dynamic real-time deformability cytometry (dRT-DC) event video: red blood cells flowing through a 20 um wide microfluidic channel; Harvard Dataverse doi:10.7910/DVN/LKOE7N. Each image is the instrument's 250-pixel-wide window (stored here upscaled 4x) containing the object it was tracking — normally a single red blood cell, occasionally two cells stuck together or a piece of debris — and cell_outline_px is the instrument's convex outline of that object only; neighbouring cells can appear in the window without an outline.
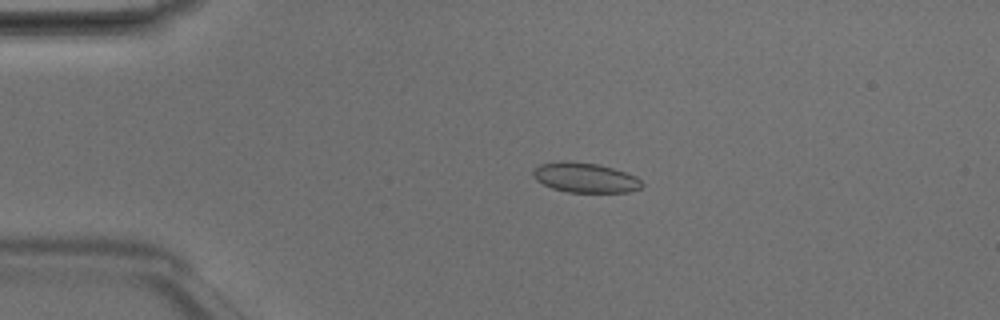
{"species": "Egyptian fruit bat (a non-hibernating species)", "species_latin": "Rousettus aegyptiacus", "temperature_condition": "room temperature", "stored_images_in_passage": 49, "camera_frame_rate_fps": 3000, "um_per_image_px": 0.085, "animal": {"sex": "male"}, "frame": {"image": 1, "passage_image": 11, "time_ms": 3.333, "image_size_px": [1000, 320], "cell_outline_px": [[644, 184], [640, 188], [628, 192], [568, 192], [552, 188], [536, 180], [532, 176], [532, 172], [540, 164], [568, 160], [596, 164], [628, 172], [636, 176]], "centroid_in_image_um": [49.75, 15.1], "position_along_channel_um": 35.3, "area_um2": 18.9}}
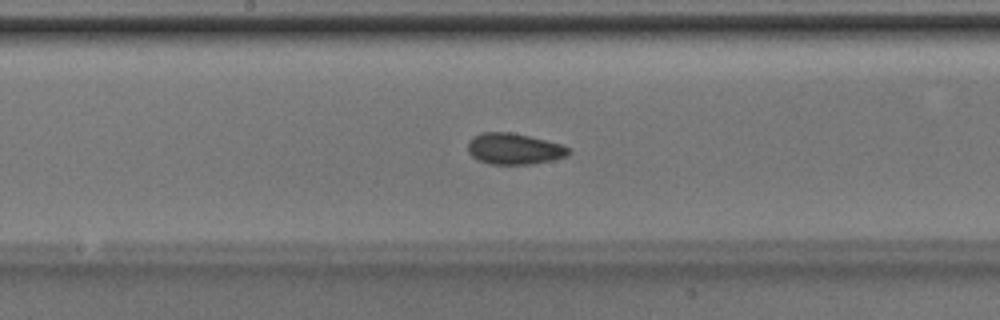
{"frame": {"image": 2, "passage_image": 26, "time_ms": 8.333, "image_size_px": [1000, 320], "cell_outline_px": [[572, 152], [568, 156], [552, 160], [532, 164], [488, 164], [472, 156], [468, 152], [468, 140], [472, 136], [480, 132], [508, 132], [528, 136], [560, 144], [568, 148]], "centroid_in_image_um": [43.67, 12.65], "position_along_channel_um": 204.5, "area_um2": 18.26}}
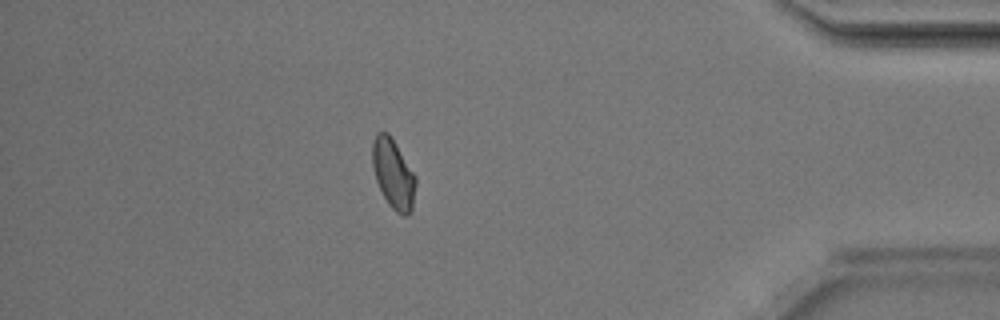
{"frame": {"image": 3, "passage_image": 43, "time_ms": 14.0, "image_size_px": [1000, 320], "cell_outline_px": [[416, 184], [412, 208], [408, 216], [400, 216], [388, 204], [376, 180], [372, 164], [372, 140], [376, 132], [388, 132], [396, 144], [416, 176]], "centroid_in_image_um": [33.42, 14.78], "position_along_channel_um": 401.8, "area_um2": 17.63}, "authors_computed_cell_mechanics": {"area_um2": 18.2648, "velocity_mm_per_s": 4.1787, "shape_relaxation_time_tau1_ms": 6.8093, "shape_relaxation_time_tau2_ms": 1.9208, "deformation_change_tau1": 0.0839, "deformation_change_tau2": 0.0679}}